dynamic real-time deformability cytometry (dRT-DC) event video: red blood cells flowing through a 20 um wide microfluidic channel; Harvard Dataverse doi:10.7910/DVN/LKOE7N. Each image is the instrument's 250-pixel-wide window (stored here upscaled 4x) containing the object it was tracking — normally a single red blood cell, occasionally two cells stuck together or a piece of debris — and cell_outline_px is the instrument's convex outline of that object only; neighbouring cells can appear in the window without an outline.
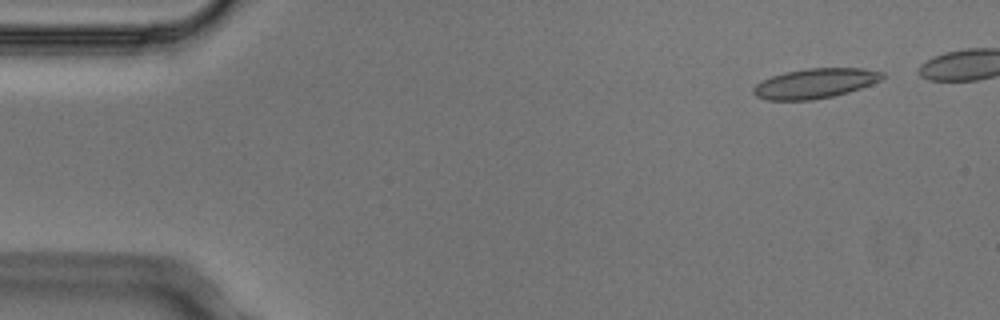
{"species": "Egyptian fruit bat (a non-hibernating species)", "species_latin": "Rousettus aegyptiacus", "temperature_condition": "cold", "stored_images_in_passage": 4, "camera_frame_rate_fps": 3000, "um_per_image_px": 0.085, "animal": {"sex": "male"}, "frame": {"image": 1, "passage_image": 1, "time_ms": 0.0, "image_size_px": [1000, 320], "cell_outline_px": [[884, 76], [880, 80], [872, 84], [848, 92], [832, 96], [812, 100], [768, 100], [756, 96], [752, 92], [752, 88], [756, 84], [772, 76], [784, 72], [808, 68], [864, 68], [884, 72]], "centroid_in_image_um": [69.28, 7.08], "position_along_channel_um": 15.7, "area_um2": 22.37}}